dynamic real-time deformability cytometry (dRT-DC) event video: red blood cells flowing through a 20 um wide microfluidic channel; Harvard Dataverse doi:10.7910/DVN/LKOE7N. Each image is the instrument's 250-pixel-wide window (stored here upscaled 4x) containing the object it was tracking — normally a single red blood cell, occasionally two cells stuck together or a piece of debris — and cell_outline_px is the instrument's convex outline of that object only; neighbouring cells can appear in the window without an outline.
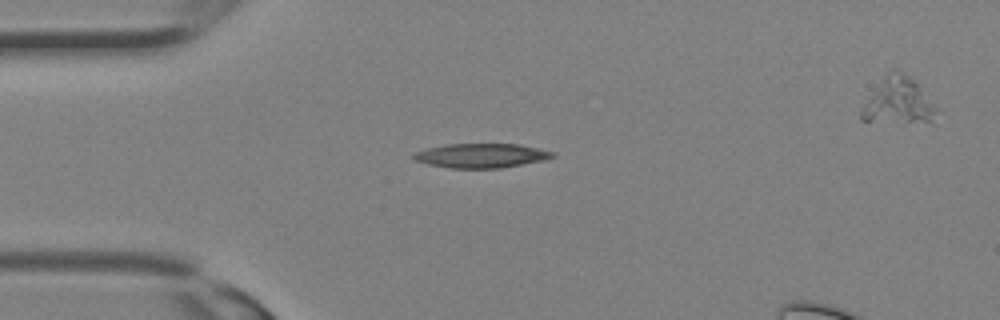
{"species": "Egyptian fruit bat (a non-hibernating species)", "species_latin": "Rousettus aegyptiacus", "temperature_condition": "room temperature", "stored_images_in_passage": 14, "camera_frame_rate_fps": 3000, "um_per_image_px": 0.085, "animal": {"sex": "female"}, "frame": {"image": 1, "passage_image": 1, "time_ms": 0.0, "image_size_px": [1000, 320], "cell_outline_px": [[556, 156], [544, 160], [500, 168], [452, 168], [428, 164], [416, 160], [412, 156], [416, 152], [424, 148], [444, 144], [520, 144], [540, 148], [556, 152]], "centroid_in_image_um": [40.94, 13.21], "position_along_channel_um": 44.1, "area_um2": 19.77}}
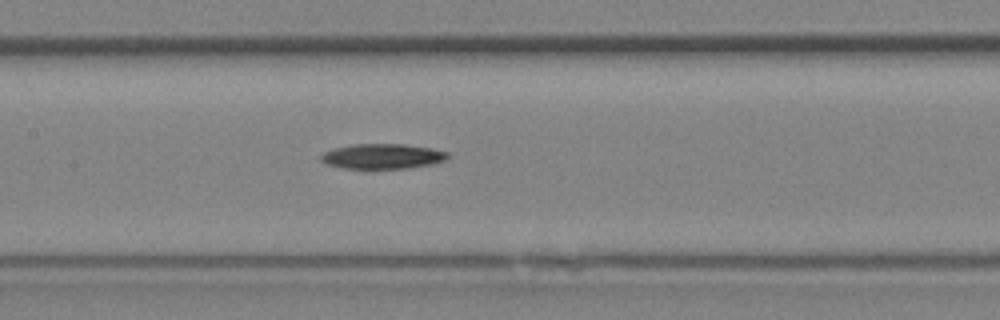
{"frame": {"image": 2, "passage_image": 8, "time_ms": 2.333, "image_size_px": [1000, 320], "cell_outline_px": [[448, 156], [444, 160], [432, 164], [408, 168], [344, 168], [324, 164], [320, 160], [320, 156], [324, 152], [332, 148], [352, 144], [404, 144], [432, 148], [448, 152]], "centroid_in_image_um": [32.46, 13.28], "position_along_channel_um": 174.9, "area_um2": 18.55}}
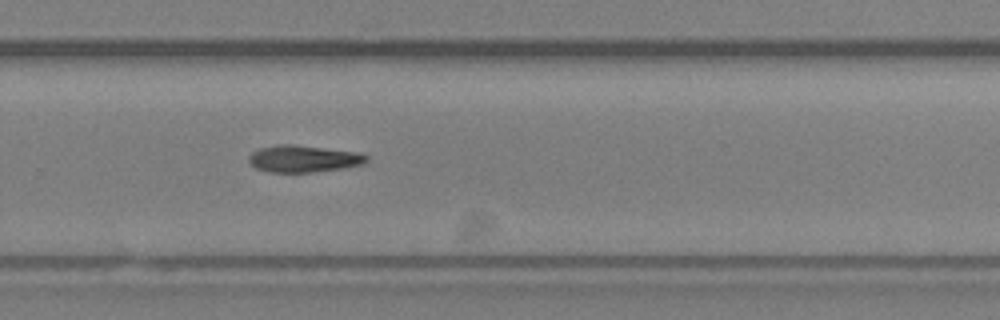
{"frame": {"image": 3, "passage_image": 14, "time_ms": 4.333, "image_size_px": [1000, 320], "cell_outline_px": [[368, 160], [364, 164], [340, 168], [308, 172], [268, 172], [256, 168], [248, 160], [248, 156], [252, 152], [260, 148], [280, 144], [292, 144], [356, 152], [368, 156]], "centroid_in_image_um": [25.77, 13.49], "position_along_channel_um": 304.0, "area_um2": 18.21}}